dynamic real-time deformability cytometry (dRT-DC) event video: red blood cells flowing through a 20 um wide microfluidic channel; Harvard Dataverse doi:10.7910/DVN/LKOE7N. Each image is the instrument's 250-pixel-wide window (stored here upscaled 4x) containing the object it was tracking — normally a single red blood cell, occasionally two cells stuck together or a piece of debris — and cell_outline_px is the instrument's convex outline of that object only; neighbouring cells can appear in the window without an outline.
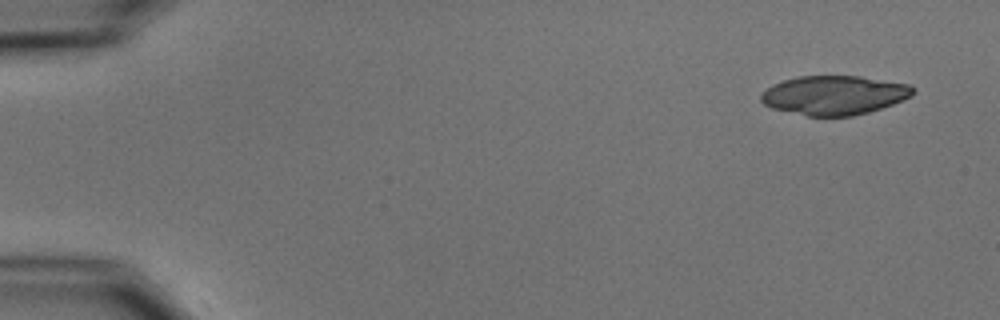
{"species": "common noctule bat (a hibernating species)", "species_latin": "Nyctalus noctula", "temperature_condition": "cold", "stored_images_in_passage": 5, "camera_frame_rate_fps": 3000, "um_per_image_px": 0.085, "animal": {"sex": "male", "body_mass_g": 15.6}, "frame": {"image": 1, "passage_image": 2, "time_ms": 1.0, "image_size_px": [1000, 320], "cell_outline_px": [[916, 88], [912, 96], [892, 104], [868, 112], [852, 116], [808, 116], [772, 108], [764, 104], [760, 100], [760, 96], [772, 84], [796, 76], [860, 76], [908, 84]], "centroid_in_image_um": [70.91, 8.08], "position_along_channel_um": 14.1, "area_um2": 34.56}}